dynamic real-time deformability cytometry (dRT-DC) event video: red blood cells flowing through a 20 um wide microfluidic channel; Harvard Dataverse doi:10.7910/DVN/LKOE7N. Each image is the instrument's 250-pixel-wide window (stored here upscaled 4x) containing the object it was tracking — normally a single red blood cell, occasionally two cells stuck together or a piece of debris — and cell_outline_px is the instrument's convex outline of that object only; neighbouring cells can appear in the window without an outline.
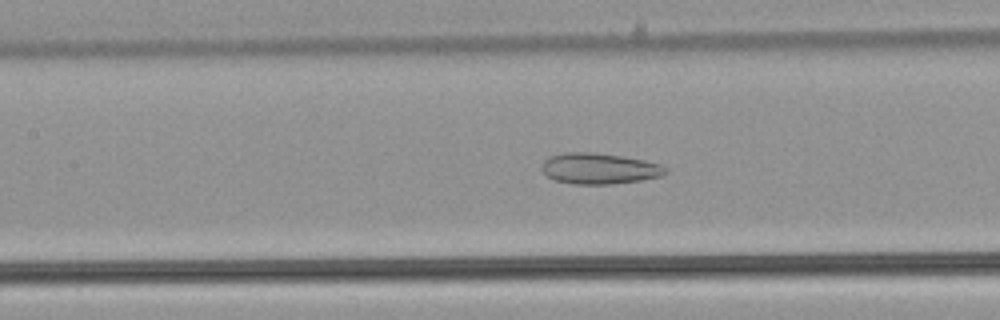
{"species": "common noctule bat (a hibernating species)", "species_latin": "Nyctalus noctula", "temperature_condition": "warm", "stored_images_in_passage": 36, "camera_frame_rate_fps": 3000, "um_per_image_px": 0.085, "animal": {"sex": "male", "body_mass_g": 21.5, "forearm_length_mm": 52.0}, "frame": {"image": 1, "passage_image": 10, "time_ms": 3.0, "image_size_px": [1000, 320], "cell_outline_px": [[668, 172], [660, 176], [640, 180], [612, 184], [572, 184], [556, 180], [548, 176], [540, 168], [544, 160], [548, 156], [564, 152], [588, 152], [624, 156], [644, 160], [660, 164], [668, 168]], "centroid_in_image_um": [50.93, 14.32], "position_along_channel_um": 156.5, "area_um2": 22.37}}
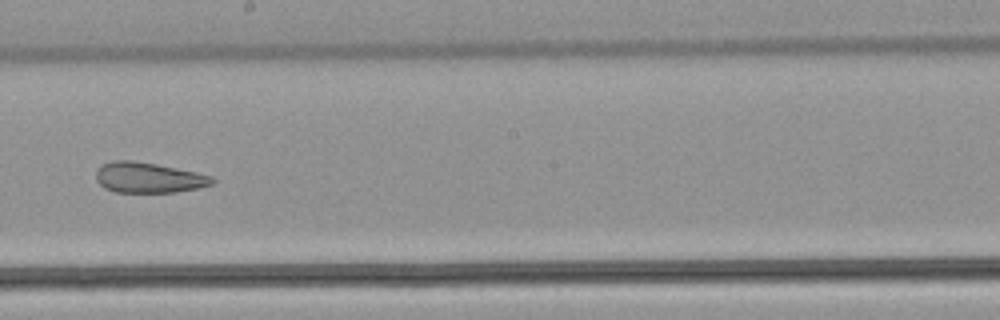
{"frame": {"image": 2, "passage_image": 16, "time_ms": 5.0, "image_size_px": [1000, 320], "cell_outline_px": [[216, 180], [212, 184], [200, 188], [176, 192], [116, 192], [104, 188], [96, 180], [96, 172], [100, 164], [116, 160], [132, 160], [156, 164], [196, 172], [212, 176]], "centroid_in_image_um": [12.62, 15.1], "position_along_channel_um": 235.6, "area_um2": 20.69}}
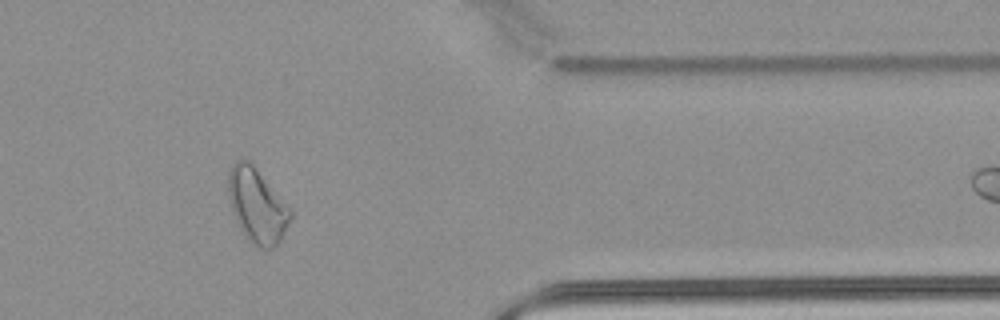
{"frame": {"image": 3, "passage_image": 29, "time_ms": 9.333, "image_size_px": [1000, 320], "cell_outline_px": [[292, 216], [280, 240], [272, 248], [260, 248], [252, 244], [244, 236], [232, 212], [228, 192], [228, 172], [232, 164], [236, 160], [252, 160], [292, 212]], "centroid_in_image_um": [21.82, 17.44], "position_along_channel_um": 389.6, "area_um2": 26.93}, "authors_computed_cell_mechanics": {"area_um2": 23.0911, "velocity_mm_per_s": 3.9769, "shape_relaxation_time_tau1_ms": null, "shape_relaxation_time_tau2_ms": 2.756, "deformation_change_tau1": null, "deformation_change_tau2": 0.1127}}